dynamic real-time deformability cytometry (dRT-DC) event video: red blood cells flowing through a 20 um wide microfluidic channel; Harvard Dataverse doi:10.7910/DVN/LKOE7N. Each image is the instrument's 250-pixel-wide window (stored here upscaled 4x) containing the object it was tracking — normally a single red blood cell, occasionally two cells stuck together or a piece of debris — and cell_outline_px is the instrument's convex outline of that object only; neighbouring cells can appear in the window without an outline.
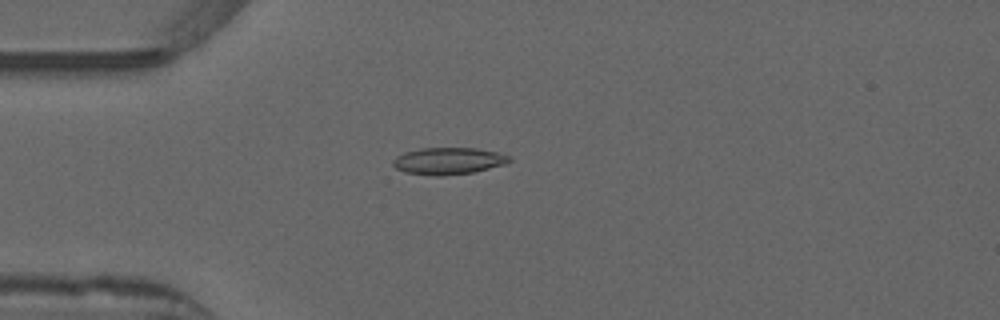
{"species": "common noctule bat (a hibernating species)", "species_latin": "Nyctalus noctula", "temperature_condition": "warm", "stored_images_in_passage": 39, "camera_frame_rate_fps": 3000, "um_per_image_px": 0.085, "animal": {"sex": "male", "forearm_length_mm": 52.5}, "frame": {"image": 1, "passage_image": 3, "time_ms": 0.667, "image_size_px": [1000, 320], "cell_outline_px": [[512, 160], [504, 164], [472, 172], [440, 176], [436, 176], [404, 172], [396, 168], [392, 164], [392, 160], [396, 156], [404, 152], [420, 148], [476, 148], [496, 152], [512, 156]], "centroid_in_image_um": [38.09, 13.67], "position_along_channel_um": 46.9, "area_um2": 18.21}}
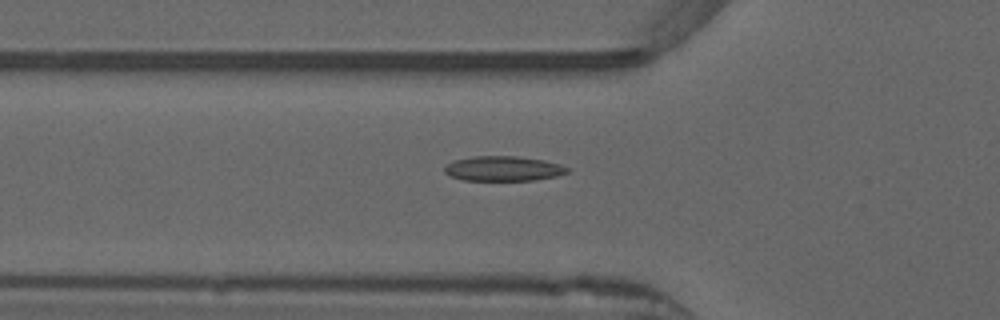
{"frame": {"image": 2, "passage_image": 7, "time_ms": 2.0, "image_size_px": [1000, 320], "cell_outline_px": [[568, 172], [556, 176], [532, 180], [464, 180], [448, 176], [444, 172], [444, 168], [452, 160], [472, 156], [516, 156], [544, 160], [560, 164], [568, 168]], "centroid_in_image_um": [42.73, 14.32], "position_along_channel_um": 83.1, "area_um2": 17.8}}
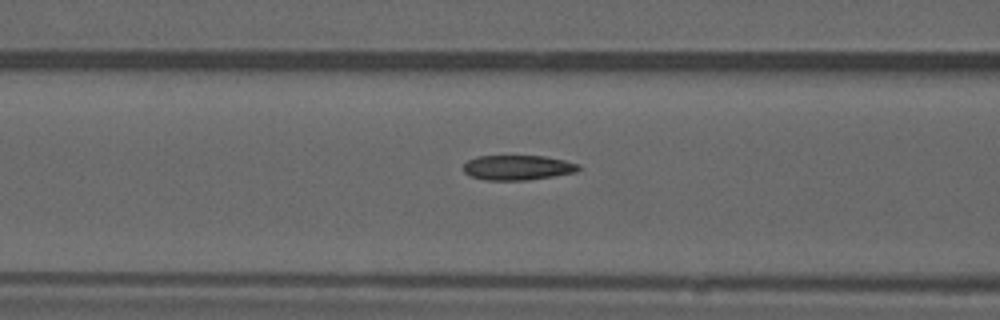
{"frame": {"image": 3, "passage_image": 10, "time_ms": 3.0, "image_size_px": [1000, 320], "cell_outline_px": [[580, 168], [576, 172], [528, 180], [484, 180], [472, 176], [464, 172], [464, 164], [468, 160], [476, 156], [544, 156], [564, 160], [580, 164]], "centroid_in_image_um": [44.0, 14.24], "position_along_channel_um": 122.6, "area_um2": 16.65}, "authors_computed_cell_mechanics": {"area_um2": 16.8198, "velocity_mm_per_s": 3.8933, "shape_relaxation_time_tau1_ms": null, "shape_relaxation_time_tau2_ms": 6.9114, "deformation_change_tau1": null, "deformation_change_tau2": 0.1371}}